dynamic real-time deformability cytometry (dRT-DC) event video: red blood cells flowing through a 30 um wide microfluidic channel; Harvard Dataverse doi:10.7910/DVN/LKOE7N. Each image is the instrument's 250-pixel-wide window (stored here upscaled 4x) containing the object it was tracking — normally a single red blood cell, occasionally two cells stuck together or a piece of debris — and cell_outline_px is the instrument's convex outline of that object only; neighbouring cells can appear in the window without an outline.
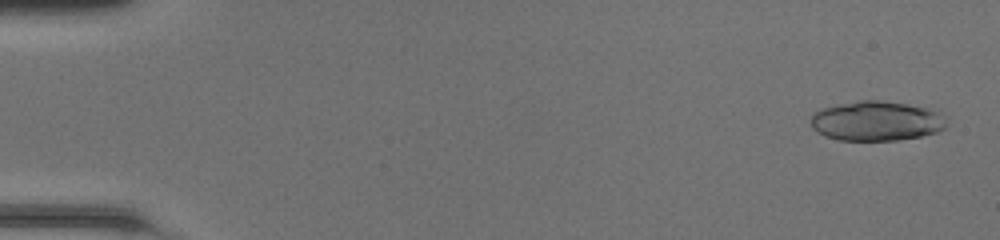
{"species": "common noctule bat (a hibernating species)", "species_latin": "Nyctalus noctula", "temperature_condition": "room temperature", "stored_images_in_passage": 19, "camera_frame_rate_fps": 3000, "um_per_image_px": 0.085, "animal": {"sex": "female", "body_mass_g": 20.0, "forearm_length_mm": 54.0}, "frame": {"image": 1, "passage_image": 2, "time_ms": 0.333, "image_size_px": [1000, 240], "cell_outline_px": [[948, 116], [944, 128], [936, 132], [920, 136], [896, 140], [840, 140], [824, 136], [816, 132], [812, 128], [812, 116], [816, 112], [824, 108], [836, 104], [856, 100], [880, 100], [936, 108]], "centroid_in_image_um": [74.56, 10.26], "position_along_channel_um": 10.4, "area_um2": 31.85}}
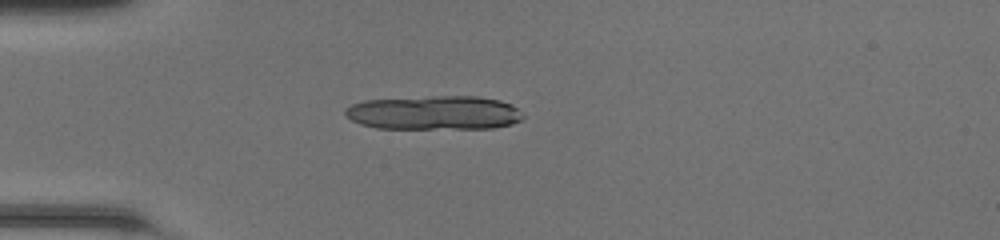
{"frame": {"image": 2, "passage_image": 14, "time_ms": 4.333, "image_size_px": [1000, 240], "cell_outline_px": [[524, 116], [520, 120], [512, 124], [492, 128], [376, 128], [360, 124], [344, 116], [344, 108], [352, 104], [364, 100], [432, 96], [476, 96], [500, 100], [512, 104]], "centroid_in_image_um": [36.87, 9.58], "position_along_channel_um": 48.1, "area_um2": 35.37}}